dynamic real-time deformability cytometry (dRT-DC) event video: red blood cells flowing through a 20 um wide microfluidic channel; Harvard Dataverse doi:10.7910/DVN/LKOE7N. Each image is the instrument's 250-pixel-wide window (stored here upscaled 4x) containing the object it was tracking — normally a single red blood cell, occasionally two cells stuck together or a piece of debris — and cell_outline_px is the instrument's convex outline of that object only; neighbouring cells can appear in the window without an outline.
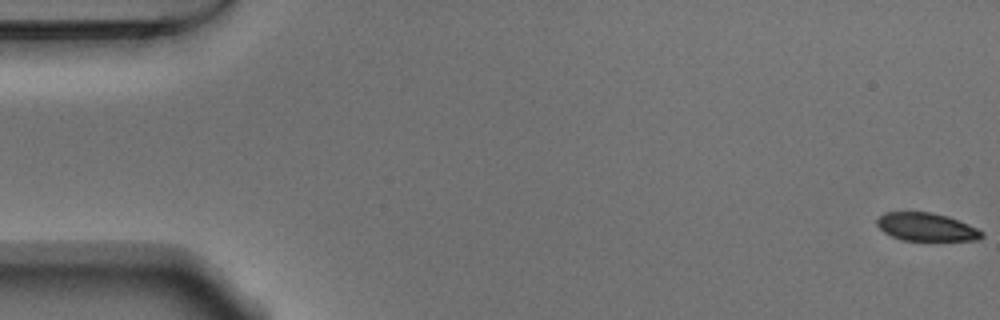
{"species": "Egyptian fruit bat (a non-hibernating species)", "species_latin": "Rousettus aegyptiacus", "temperature_condition": "warm", "stored_images_in_passage": 14, "camera_frame_rate_fps": 3000, "um_per_image_px": 0.085, "animal": {"sex": "male"}, "frame": {"image": 1, "passage_image": 1, "time_ms": 0.0, "image_size_px": [1000, 320], "cell_outline_px": [[984, 236], [980, 240], [904, 240], [892, 236], [884, 232], [876, 224], [876, 220], [884, 212], [932, 212], [948, 216], [968, 224], [984, 232]], "centroid_in_image_um": [78.76, 19.29], "position_along_channel_um": 6.2, "area_um2": 17.11}}